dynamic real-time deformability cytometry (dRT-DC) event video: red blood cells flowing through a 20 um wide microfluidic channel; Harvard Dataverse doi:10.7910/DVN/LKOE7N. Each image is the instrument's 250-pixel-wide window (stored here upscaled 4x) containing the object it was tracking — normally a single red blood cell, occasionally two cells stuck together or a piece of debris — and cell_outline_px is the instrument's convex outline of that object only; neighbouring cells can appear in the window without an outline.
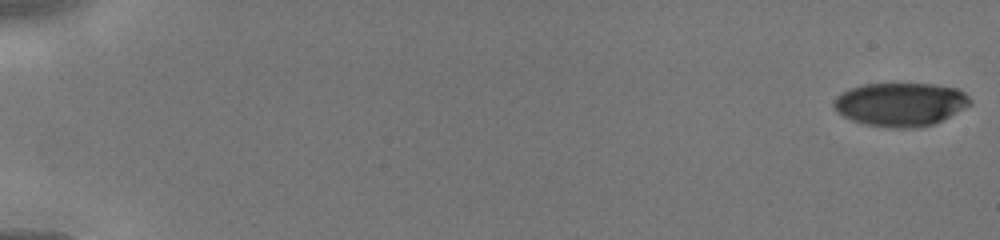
{"species": "human", "species_latin": "Homo sapiens", "temperature_condition": "cold", "stored_images_in_passage": 42, "camera_frame_rate_fps": 3000, "um_per_image_px": 0.085, "donor": {"sex": "male"}, "frame": {"image": 1, "passage_image": 1, "time_ms": 0.0, "image_size_px": [1000, 240], "cell_outline_px": [[972, 104], [932, 124], [920, 128], [892, 128], [864, 124], [852, 120], [836, 112], [832, 108], [832, 100], [836, 96], [852, 88], [864, 84], [936, 84], [956, 88], [964, 92], [972, 100]], "centroid_in_image_um": [76.51, 8.87], "position_along_channel_um": 8.5, "area_um2": 34.62}}
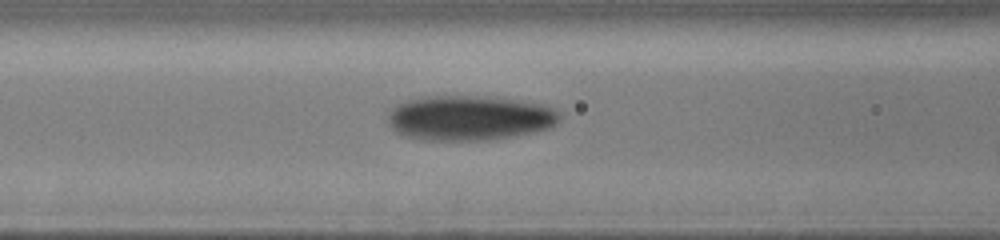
{"frame": {"image": 2, "passage_image": 25, "time_ms": 6.667, "image_size_px": [1000, 240], "cell_outline_px": [[560, 120], [552, 128], [536, 132], [488, 140], [420, 140], [404, 136], [396, 132], [388, 124], [388, 112], [396, 104], [408, 100], [428, 96], [476, 96], [512, 100], [544, 104], [560, 112]], "centroid_in_image_um": [39.89, 10.04], "position_along_channel_um": 126.7, "area_um2": 45.14}}
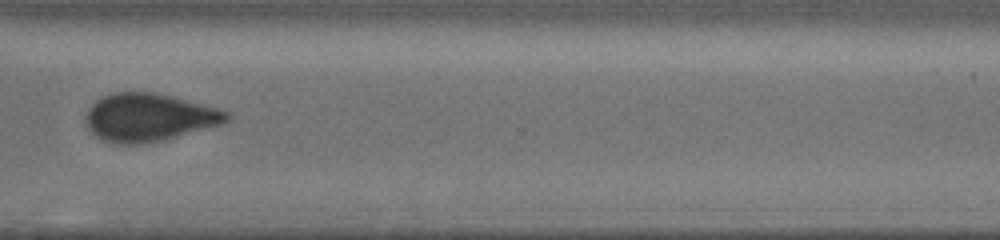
{"frame": {"image": 3, "passage_image": 41, "time_ms": 11.667, "image_size_px": [1000, 240], "cell_outline_px": [[232, 116], [224, 124], [164, 140], [136, 144], [116, 144], [104, 140], [96, 136], [84, 124], [84, 116], [88, 108], [100, 96], [112, 92], [152, 92], [172, 96], [220, 108], [228, 112]], "centroid_in_image_um": [12.66, 9.97], "position_along_channel_um": 357.9, "area_um2": 39.82}}